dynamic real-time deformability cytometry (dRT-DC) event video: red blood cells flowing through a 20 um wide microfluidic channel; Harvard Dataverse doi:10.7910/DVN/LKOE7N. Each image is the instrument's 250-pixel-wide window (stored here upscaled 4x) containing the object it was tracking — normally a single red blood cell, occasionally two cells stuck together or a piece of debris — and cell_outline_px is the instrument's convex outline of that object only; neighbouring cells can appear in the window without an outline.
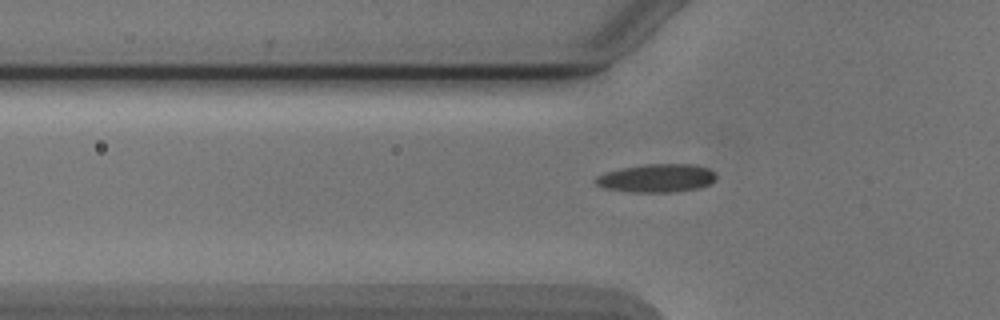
{"species": "Egyptian fruit bat (a non-hibernating species)", "species_latin": "Rousettus aegyptiacus", "temperature_condition": "cold", "stored_images_in_passage": 5, "camera_frame_rate_fps": 3000, "um_per_image_px": 0.085, "animal": {"sex": "male"}, "frame": {"image": 1, "passage_image": 5, "time_ms": 5.667, "image_size_px": [1000, 320], "cell_outline_px": [[716, 180], [700, 188], [676, 192], [628, 192], [604, 188], [596, 184], [596, 176], [608, 172], [624, 168], [648, 164], [696, 164], [708, 168], [716, 176]], "centroid_in_image_um": [55.86, 15.15], "position_along_channel_um": 69.9, "area_um2": 19.77}}